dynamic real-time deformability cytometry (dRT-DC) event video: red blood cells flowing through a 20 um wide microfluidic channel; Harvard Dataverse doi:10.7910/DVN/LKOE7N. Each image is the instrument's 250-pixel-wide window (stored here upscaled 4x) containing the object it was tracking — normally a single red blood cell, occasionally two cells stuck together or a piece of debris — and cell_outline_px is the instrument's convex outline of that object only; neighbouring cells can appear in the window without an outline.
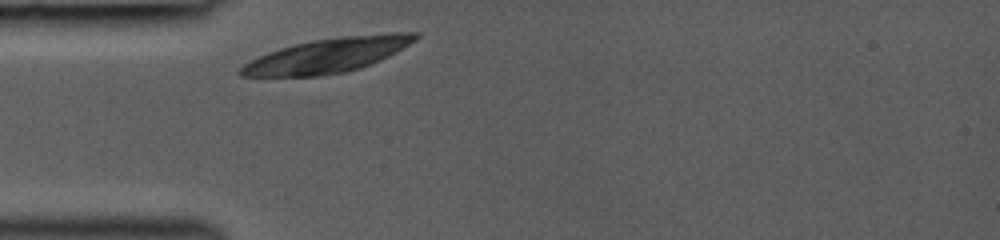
{"species": "common noctule bat (a hibernating species)", "species_latin": "Nyctalus noctula", "temperature_condition": "room temperature", "stored_images_in_passage": 1, "camera_frame_rate_fps": 3000, "um_per_image_px": 0.085, "animal": {"sex": "female", "body_mass_g": 19.0, "forearm_length_mm": 53.3}, "frame": {"image": 1, "passage_image": 1, "time_ms": 0.0, "image_size_px": [1000, 240], "cell_outline_px": [[420, 36], [416, 40], [396, 52], [380, 60], [360, 68], [344, 72], [320, 76], [240, 76], [236, 72], [244, 64], [268, 52], [280, 48], [312, 40], [340, 36], [392, 32], [420, 32]], "centroid_in_image_um": [27.89, 4.69], "position_along_channel_um": 57.1, "area_um2": 35.03}}